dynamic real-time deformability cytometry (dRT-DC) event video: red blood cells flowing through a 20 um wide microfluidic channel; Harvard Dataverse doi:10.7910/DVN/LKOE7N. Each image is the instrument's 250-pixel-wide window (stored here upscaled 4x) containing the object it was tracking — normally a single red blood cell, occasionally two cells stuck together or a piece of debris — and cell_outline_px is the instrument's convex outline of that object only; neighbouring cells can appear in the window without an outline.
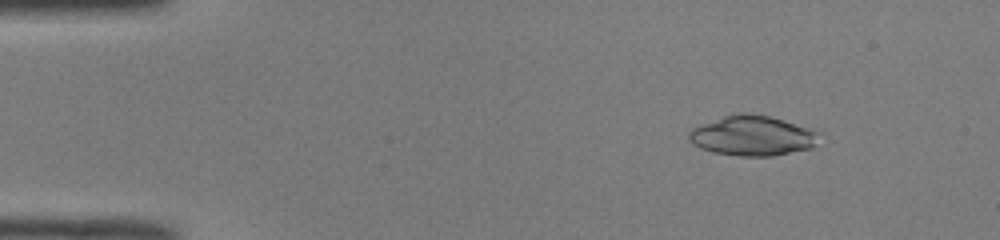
{"species": "common noctule bat (a hibernating species)", "species_latin": "Nyctalus noctula", "temperature_condition": "room temperature", "stored_images_in_passage": 14, "camera_frame_rate_fps": 3000, "um_per_image_px": 0.085, "animal": {"sex": "male", "body_mass_g": 19.0, "forearm_length_mm": 50.8}, "frame": {"image": 1, "passage_image": 6, "time_ms": 1.667, "image_size_px": [1000, 240], "cell_outline_px": [[820, 132], [812, 148], [772, 156], [740, 156], [712, 152], [700, 148], [688, 140], [688, 132], [692, 128], [700, 124], [724, 116], [740, 112], [748, 112], [768, 116]], "centroid_in_image_um": [63.89, 11.54], "position_along_channel_um": 21.1, "area_um2": 30.17}}